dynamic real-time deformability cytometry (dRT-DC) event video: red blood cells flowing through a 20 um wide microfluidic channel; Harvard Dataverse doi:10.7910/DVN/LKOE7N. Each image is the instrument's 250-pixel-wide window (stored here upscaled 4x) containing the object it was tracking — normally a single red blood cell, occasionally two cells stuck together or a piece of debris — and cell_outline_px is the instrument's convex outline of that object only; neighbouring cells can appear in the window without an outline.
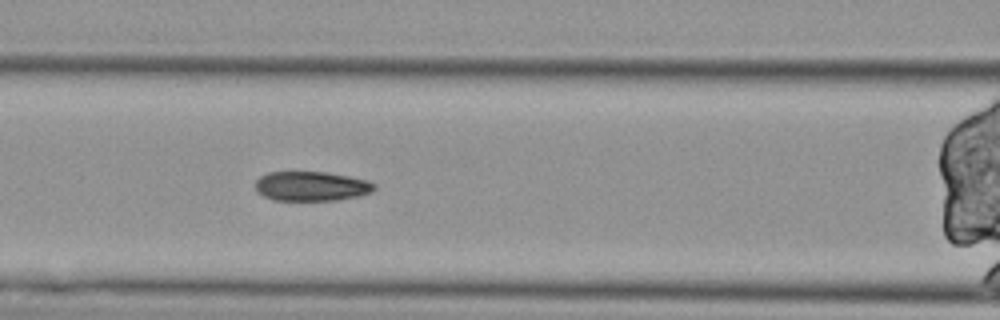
{"species": "Egyptian fruit bat (a non-hibernating species)", "species_latin": "Rousettus aegyptiacus", "temperature_condition": "cold", "stored_images_in_passage": 53, "camera_frame_rate_fps": 3000, "um_per_image_px": 0.085, "animal": {"sex": "female"}, "frame": {"image": 1, "passage_image": 23, "time_ms": 7.333, "image_size_px": [1000, 320], "cell_outline_px": [[376, 188], [372, 192], [360, 196], [336, 200], [272, 200], [256, 192], [256, 180], [260, 176], [268, 172], [328, 172], [368, 180], [376, 184]], "centroid_in_image_um": [26.48, 15.83], "position_along_channel_um": 140.1, "area_um2": 20.63}}
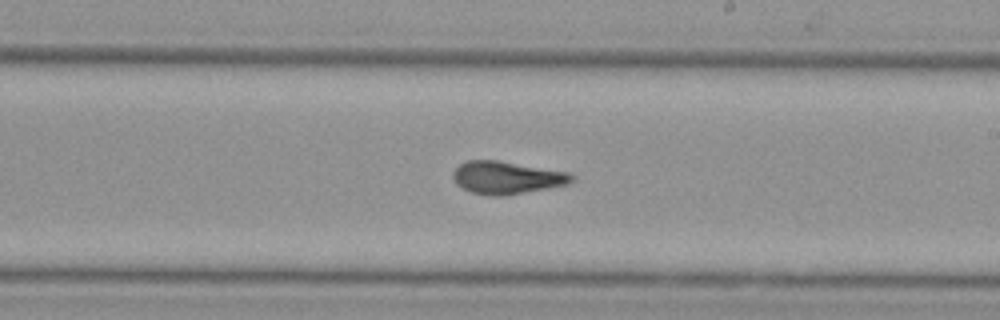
{"frame": {"image": 2, "passage_image": 32, "time_ms": 10.333, "image_size_px": [1000, 320], "cell_outline_px": [[572, 180], [568, 184], [500, 196], [492, 196], [472, 192], [456, 184], [452, 176], [452, 172], [460, 164], [468, 160], [500, 160], [568, 172], [572, 176]], "centroid_in_image_um": [43.03, 15.08], "position_along_channel_um": 246.0, "area_um2": 22.25}}
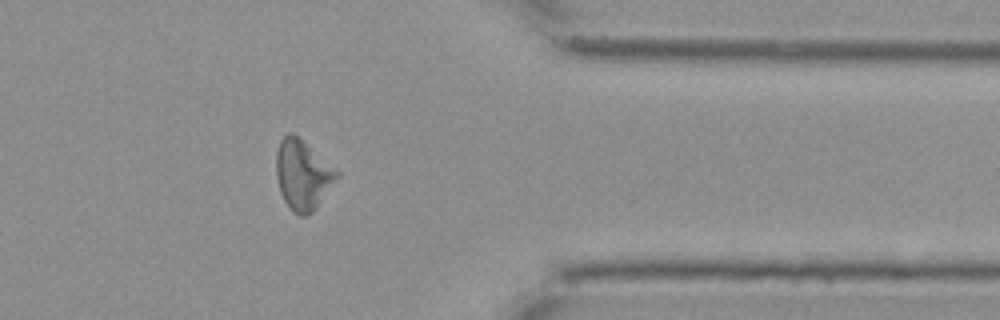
{"frame": {"image": 3, "passage_image": 45, "time_ms": 14.667, "image_size_px": [1000, 320], "cell_outline_px": [[340, 176], [316, 208], [308, 216], [300, 216], [284, 200], [280, 192], [276, 176], [276, 152], [280, 140], [288, 132], [292, 132], [340, 172]], "centroid_in_image_um": [25.73, 14.86], "position_along_channel_um": 385.7, "area_um2": 24.45}}